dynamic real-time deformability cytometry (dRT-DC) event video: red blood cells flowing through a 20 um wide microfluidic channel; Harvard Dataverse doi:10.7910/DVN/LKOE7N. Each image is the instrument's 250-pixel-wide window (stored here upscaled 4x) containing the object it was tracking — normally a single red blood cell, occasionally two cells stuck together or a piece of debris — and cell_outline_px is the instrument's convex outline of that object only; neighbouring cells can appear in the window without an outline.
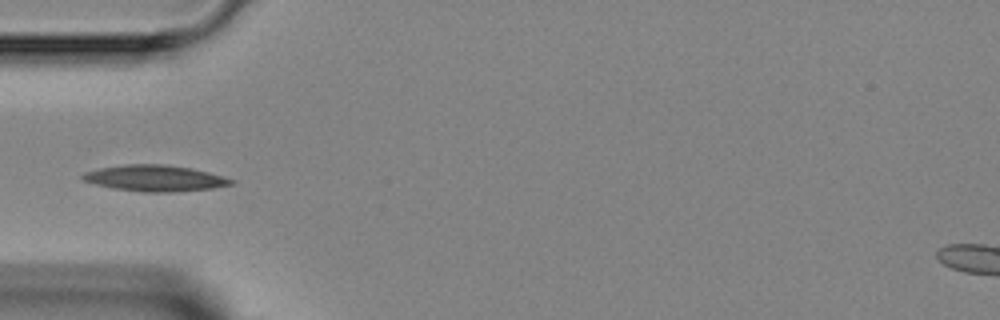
{"species": "Egyptian fruit bat (a non-hibernating species)", "species_latin": "Rousettus aegyptiacus", "temperature_condition": "room temperature", "stored_images_in_passage": 2, "camera_frame_rate_fps": 3000, "um_per_image_px": 0.085, "animal": {"sex": "female"}, "frame": {"image": 1, "passage_image": 2, "time_ms": 1.333, "image_size_px": [1000, 320], "cell_outline_px": [[236, 180], [232, 184], [212, 188], [168, 192], [140, 192], [112, 188], [80, 180], [80, 176], [84, 172], [100, 168], [124, 164], [164, 164], [192, 168], [208, 172]], "centroid_in_image_um": [13.12, 15.14], "position_along_channel_um": 71.9, "area_um2": 22.66}}